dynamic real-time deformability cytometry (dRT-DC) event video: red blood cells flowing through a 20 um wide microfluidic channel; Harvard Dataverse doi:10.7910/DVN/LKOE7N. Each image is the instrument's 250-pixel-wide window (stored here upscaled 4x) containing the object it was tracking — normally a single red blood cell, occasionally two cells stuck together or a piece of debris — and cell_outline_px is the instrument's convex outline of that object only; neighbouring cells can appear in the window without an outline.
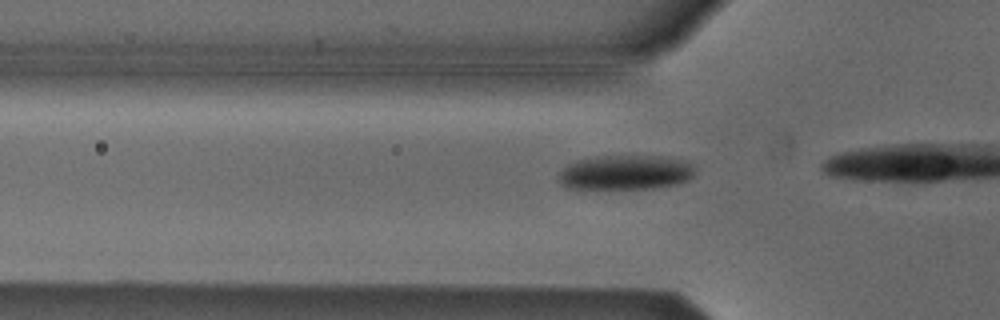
{"species": "Egyptian fruit bat (a non-hibernating species)", "species_latin": "Rousettus aegyptiacus", "temperature_condition": "cold", "stored_images_in_passage": 16, "camera_frame_rate_fps": 3000, "um_per_image_px": 0.085, "animal": {"sex": "male"}, "frame": {"image": 1, "passage_image": 12, "time_ms": 3.667, "image_size_px": [1000, 320], "cell_outline_px": [[696, 172], [688, 180], [680, 184], [652, 188], [568, 188], [560, 184], [560, 172], [568, 164], [580, 160], [600, 156], [660, 156], [688, 160], [696, 168]], "centroid_in_image_um": [53.26, 14.65], "position_along_channel_um": 72.5, "area_um2": 27.51}}